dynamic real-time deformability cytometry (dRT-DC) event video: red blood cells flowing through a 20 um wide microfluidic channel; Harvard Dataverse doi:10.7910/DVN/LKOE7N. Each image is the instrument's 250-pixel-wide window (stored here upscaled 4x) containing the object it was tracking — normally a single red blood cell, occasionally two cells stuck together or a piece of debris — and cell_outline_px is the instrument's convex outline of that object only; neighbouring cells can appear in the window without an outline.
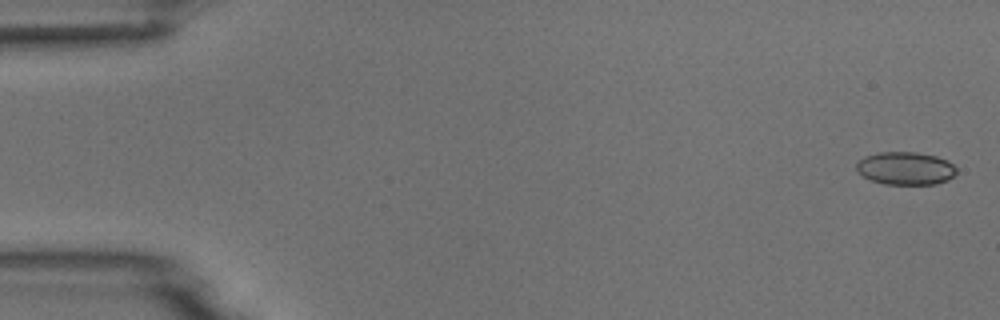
{"species": "common noctule bat (a hibernating species)", "species_latin": "Nyctalus noctula", "temperature_condition": "room temperature", "stored_images_in_passage": 5, "camera_frame_rate_fps": 3000, "um_per_image_px": 0.085, "animal": {"sex": "male", "body_mass_g": 18.8}, "frame": {"image": 1, "passage_image": 1, "time_ms": 0.0, "image_size_px": [1000, 320], "cell_outline_px": [[956, 172], [948, 180], [936, 184], [884, 184], [872, 180], [856, 172], [856, 164], [864, 156], [880, 152], [916, 152], [936, 156], [948, 160], [956, 168]], "centroid_in_image_um": [76.96, 14.3], "position_along_channel_um": 8.0, "area_um2": 19.19}}
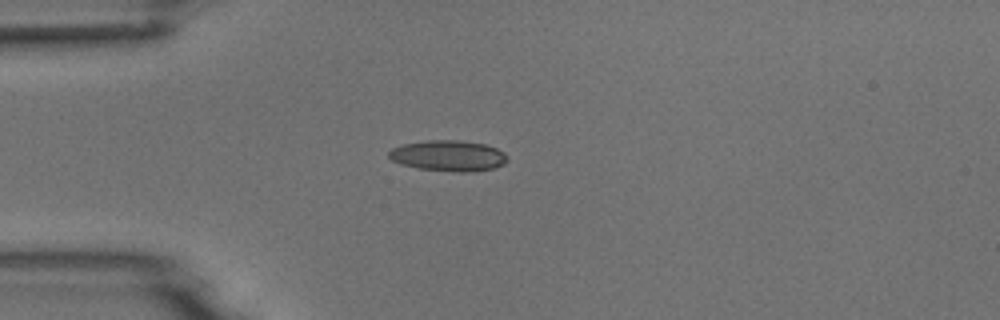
{"frame": {"image": 2, "passage_image": 4, "time_ms": 4.333, "image_size_px": [1000, 320], "cell_outline_px": [[508, 160], [504, 164], [496, 168], [472, 172], [460, 172], [420, 168], [400, 164], [392, 160], [388, 156], [388, 152], [392, 148], [404, 144], [428, 140], [460, 140], [484, 144], [496, 148], [504, 152]], "centroid_in_image_um": [38.14, 13.24], "position_along_channel_um": 46.9, "area_um2": 21.27}}